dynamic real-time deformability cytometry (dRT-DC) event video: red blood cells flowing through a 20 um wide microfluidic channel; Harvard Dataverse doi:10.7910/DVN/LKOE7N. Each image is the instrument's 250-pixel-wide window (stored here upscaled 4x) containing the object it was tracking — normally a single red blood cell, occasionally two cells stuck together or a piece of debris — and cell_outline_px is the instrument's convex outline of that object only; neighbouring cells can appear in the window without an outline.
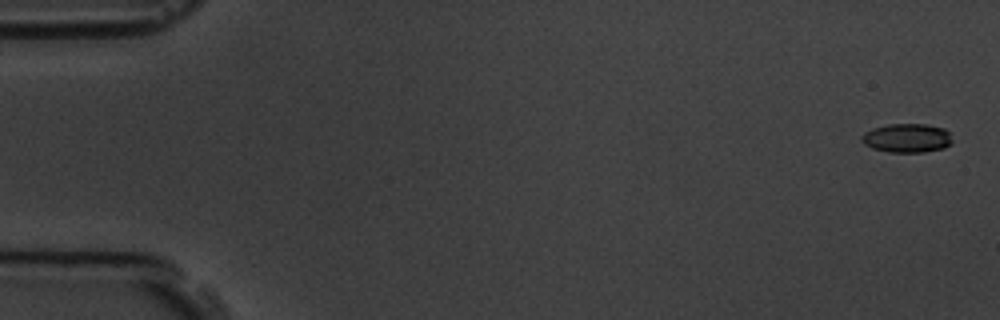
{"species": "common noctule bat (a hibernating species)", "species_latin": "Nyctalus noctula", "temperature_condition": "room temperature", "stored_images_in_passage": 5, "camera_frame_rate_fps": 3000, "um_per_image_px": 0.085, "animal": {"sex": "male", "body_mass_g": 19.5, "forearm_length_mm": 54.6}, "frame": {"image": 1, "passage_image": 1, "time_ms": 0.0, "image_size_px": [1000, 320], "cell_outline_px": [[952, 144], [944, 148], [924, 152], [888, 152], [872, 148], [864, 144], [860, 140], [860, 136], [864, 132], [872, 128], [888, 124], [928, 124], [944, 128], [948, 132], [952, 140]], "centroid_in_image_um": [77.07, 11.73], "position_along_channel_um": 7.9, "area_um2": 15.49}}
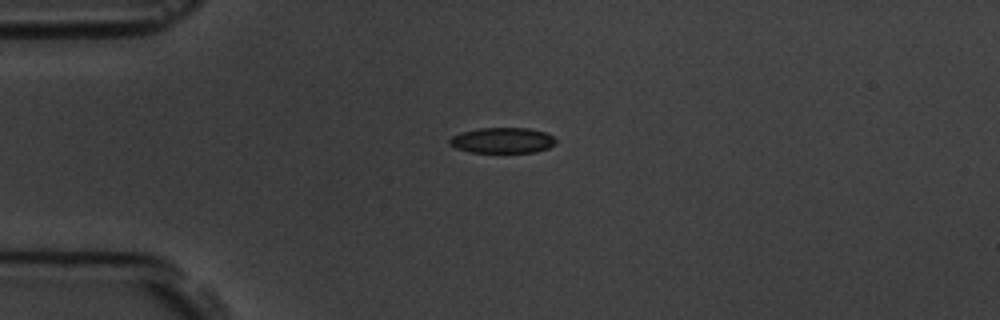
{"frame": {"image": 2, "passage_image": 4, "time_ms": 4.333, "image_size_px": [1000, 320], "cell_outline_px": [[556, 144], [548, 148], [536, 152], [472, 152], [456, 148], [448, 144], [448, 140], [452, 136], [460, 132], [480, 128], [528, 128], [544, 132], [552, 136], [556, 140]], "centroid_in_image_um": [42.69, 11.93], "position_along_channel_um": 42.3, "area_um2": 15.84}}